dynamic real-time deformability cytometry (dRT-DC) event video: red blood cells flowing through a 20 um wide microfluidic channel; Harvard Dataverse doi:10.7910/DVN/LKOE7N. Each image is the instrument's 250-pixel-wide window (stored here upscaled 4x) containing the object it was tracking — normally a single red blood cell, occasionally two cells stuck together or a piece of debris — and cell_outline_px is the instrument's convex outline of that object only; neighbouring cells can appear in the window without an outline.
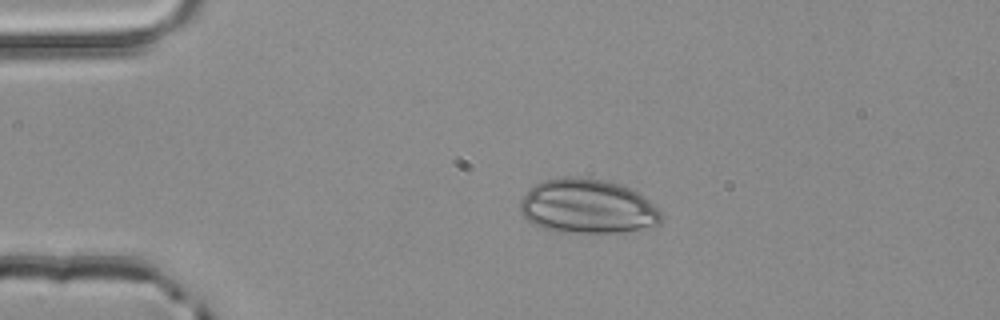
{"species": "common noctule bat (a hibernating species)", "species_latin": "Nyctalus noctula", "temperature_condition": "room temperature", "stored_images_in_passage": 3, "camera_frame_rate_fps": 3000, "um_per_image_px": 0.085, "animal": {"sex": "male", "body_mass_g": 20.4}, "frame": {"image": 1, "passage_image": 2, "time_ms": 0.333, "image_size_px": [1000, 320], "cell_outline_px": [[660, 224], [640, 228], [616, 232], [576, 232], [544, 228], [528, 220], [524, 216], [520, 208], [520, 200], [536, 184], [544, 180], [564, 176], [580, 176], [608, 180], [620, 184], [644, 196], [660, 212]], "centroid_in_image_um": [49.93, 17.51], "position_along_channel_um": 35.1, "area_um2": 43.99}}